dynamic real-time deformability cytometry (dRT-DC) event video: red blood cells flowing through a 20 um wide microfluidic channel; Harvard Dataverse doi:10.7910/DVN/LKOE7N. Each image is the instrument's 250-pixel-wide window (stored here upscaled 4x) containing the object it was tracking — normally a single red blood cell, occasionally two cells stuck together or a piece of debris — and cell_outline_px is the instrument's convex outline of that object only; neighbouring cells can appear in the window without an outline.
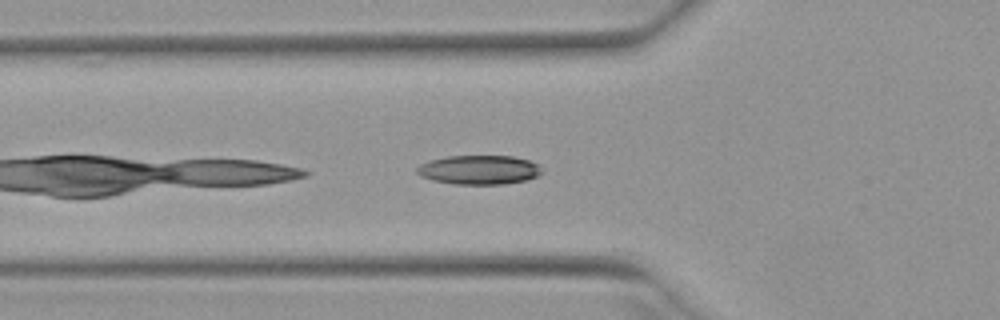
{"species": "Egyptian fruit bat (a non-hibernating species)", "species_latin": "Rousettus aegyptiacus", "temperature_condition": "warm", "stored_images_in_passage": 40, "camera_frame_rate_fps": 3000, "um_per_image_px": 0.085, "animal": {"sex": "female"}, "frame": {"image": 1, "passage_image": 5, "time_ms": 1.333, "image_size_px": [1000, 320], "cell_outline_px": [[544, 172], [536, 176], [524, 180], [504, 184], [456, 184], [432, 180], [420, 176], [416, 172], [416, 168], [420, 164], [428, 160], [448, 156], [512, 156], [528, 160], [536, 164]], "centroid_in_image_um": [40.68, 14.43], "position_along_channel_um": 85.1, "area_um2": 21.15}}
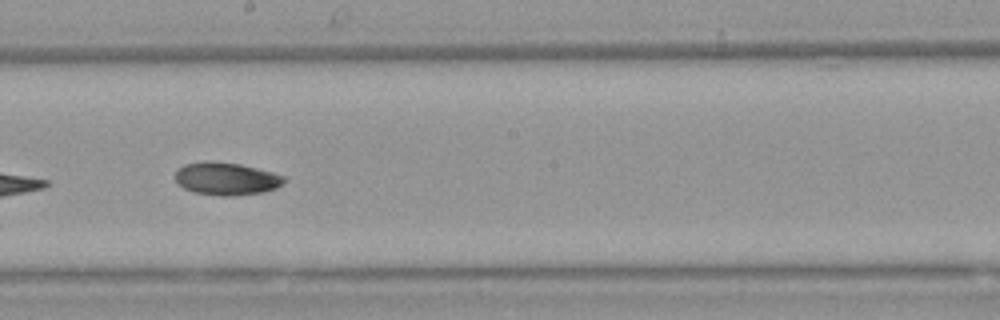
{"frame": {"image": 2, "passage_image": 16, "time_ms": 5.0, "image_size_px": [1000, 320], "cell_outline_px": [[284, 184], [276, 188], [264, 192], [232, 196], [220, 196], [192, 192], [176, 184], [176, 168], [184, 164], [208, 160], [240, 164], [272, 172], [284, 176]], "centroid_in_image_um": [19.2, 15.19], "position_along_channel_um": 229.0, "area_um2": 20.98}}
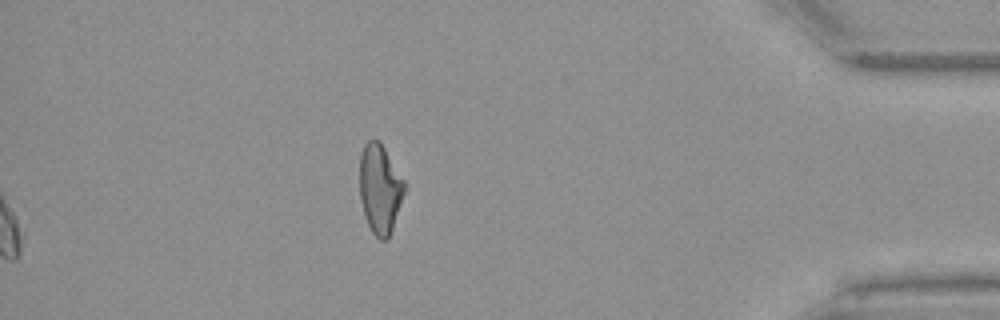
{"frame": {"image": 3, "passage_image": 40, "time_ms": 13.0, "image_size_px": [1000, 320], "cell_outline_px": [[404, 192], [388, 240], [380, 240], [372, 232], [364, 216], [360, 200], [360, 156], [364, 144], [372, 136], [380, 140], [404, 180]], "centroid_in_image_um": [32.27, 16.0], "position_along_channel_um": 402.9, "area_um2": 23.29}, "authors_computed_cell_mechanics": {"area_um2": 20.4901, "velocity_mm_per_s": 3.93, "shape_relaxation_time_tau1_ms": 4.9397, "shape_relaxation_time_tau2_ms": 10.5464, "deformation_change_tau1": 0.1142, "deformation_change_tau2": 0.1502}}